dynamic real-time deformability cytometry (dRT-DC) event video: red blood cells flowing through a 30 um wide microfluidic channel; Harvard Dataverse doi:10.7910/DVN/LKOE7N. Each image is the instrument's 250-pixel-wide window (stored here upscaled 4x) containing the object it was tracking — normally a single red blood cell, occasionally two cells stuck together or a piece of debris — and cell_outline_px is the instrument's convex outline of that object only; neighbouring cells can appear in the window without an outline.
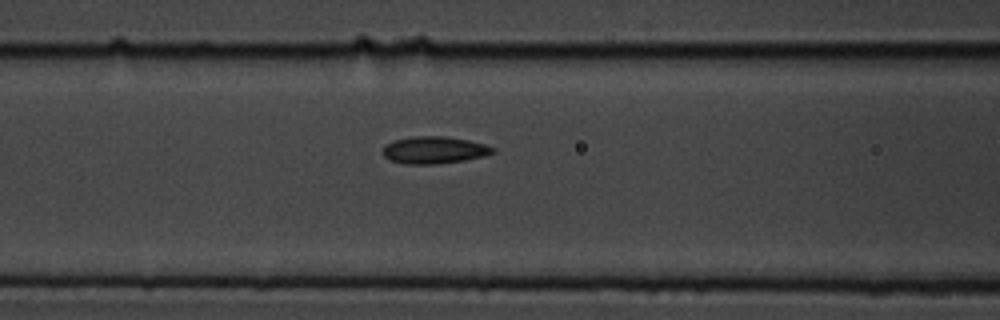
{"species": "common noctule bat (a hibernating species)", "species_latin": "Nyctalus noctula", "temperature_condition": "cold", "stored_images_in_passage": 8, "segment_of_instrument_passage": [1, 2], "camera_frame_rate_fps": 3000, "um_per_image_px": 0.085, "animal": {"sex": "male", "body_mass_g": 19.5, "forearm_length_mm": 54.6}, "frame": {"image": 1, "passage_image": 7, "time_ms": 2.0, "image_size_px": [1000, 320], "cell_outline_px": [[496, 152], [484, 156], [464, 160], [436, 164], [404, 164], [392, 160], [384, 156], [380, 152], [384, 144], [392, 140], [412, 136], [444, 136], [468, 140], [484, 144], [496, 148]], "centroid_in_image_um": [36.87, 12.74], "position_along_channel_um": 129.7, "area_um2": 17.63}}